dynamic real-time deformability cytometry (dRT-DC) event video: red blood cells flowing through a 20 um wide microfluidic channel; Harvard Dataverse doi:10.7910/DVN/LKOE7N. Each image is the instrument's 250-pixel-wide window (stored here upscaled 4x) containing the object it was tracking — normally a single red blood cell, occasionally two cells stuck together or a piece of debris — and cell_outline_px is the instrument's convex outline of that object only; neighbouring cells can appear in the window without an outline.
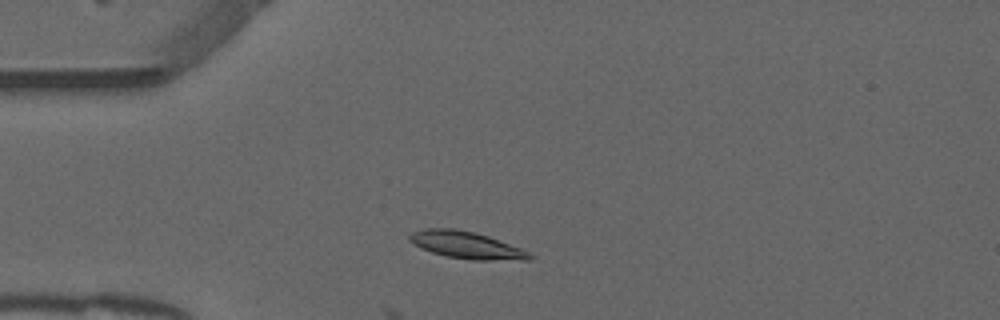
{"species": "common noctule bat (a hibernating species)", "species_latin": "Nyctalus noctula", "temperature_condition": "warm", "stored_images_in_passage": 15, "camera_frame_rate_fps": 3000, "um_per_image_px": 0.085, "animal": {"sex": "male", "forearm_length_mm": 52.5}, "frame": {"image": 1, "passage_image": 1, "time_ms": 0.0, "image_size_px": [1000, 320], "cell_outline_px": [[532, 260], [472, 260], [448, 256], [432, 252], [420, 248], [408, 240], [408, 236], [412, 232], [424, 228], [452, 228], [476, 232], [488, 236], [520, 248], [528, 252], [532, 256]], "centroid_in_image_um": [39.62, 20.82], "position_along_channel_um": 45.4, "area_um2": 18.9}}
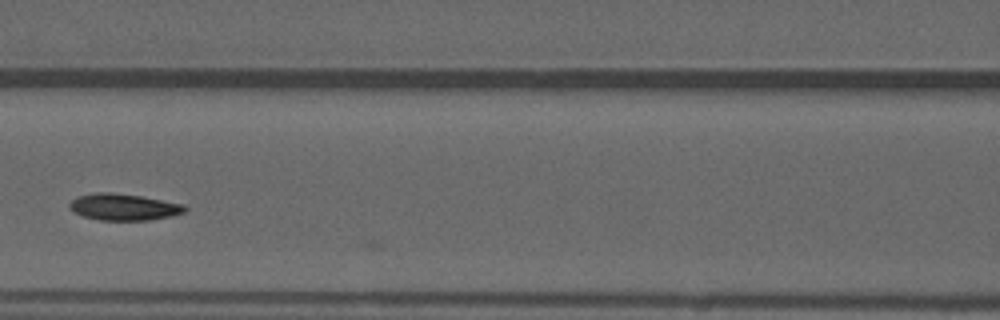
{"frame": {"image": 2, "passage_image": 11, "time_ms": 3.333, "image_size_px": [1000, 320], "cell_outline_px": [[188, 208], [184, 212], [172, 216], [148, 220], [100, 220], [84, 216], [72, 212], [68, 208], [68, 204], [72, 200], [80, 196], [96, 192], [112, 192], [140, 196], [184, 204]], "centroid_in_image_um": [10.5, 17.6], "position_along_channel_um": 156.1, "area_um2": 17.86}}